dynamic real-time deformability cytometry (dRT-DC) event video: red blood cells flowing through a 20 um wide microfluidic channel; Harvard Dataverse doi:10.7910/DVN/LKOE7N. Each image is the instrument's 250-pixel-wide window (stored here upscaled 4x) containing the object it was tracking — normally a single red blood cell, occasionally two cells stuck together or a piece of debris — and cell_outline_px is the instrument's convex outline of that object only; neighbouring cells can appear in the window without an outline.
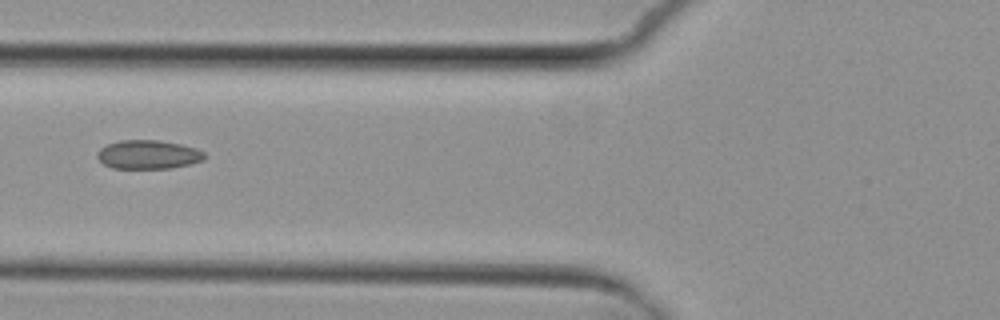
{"species": "common noctule bat (a hibernating species)", "species_latin": "Nyctalus noctula", "temperature_condition": "cold", "stored_images_in_passage": 7, "camera_frame_rate_fps": 3000, "um_per_image_px": 0.085, "animal": {"sex": "female", "body_mass_g": 29.2, "forearm_length_mm": 56.3}, "frame": {"image": 1, "passage_image": 7, "time_ms": 7.0, "image_size_px": [1000, 320], "cell_outline_px": [[204, 160], [188, 164], [168, 168], [112, 168], [104, 164], [96, 156], [96, 152], [100, 148], [108, 144], [120, 140], [160, 140], [180, 144], [196, 148], [204, 152]], "centroid_in_image_um": [12.57, 13.13], "position_along_channel_um": 113.2, "area_um2": 17.92}}